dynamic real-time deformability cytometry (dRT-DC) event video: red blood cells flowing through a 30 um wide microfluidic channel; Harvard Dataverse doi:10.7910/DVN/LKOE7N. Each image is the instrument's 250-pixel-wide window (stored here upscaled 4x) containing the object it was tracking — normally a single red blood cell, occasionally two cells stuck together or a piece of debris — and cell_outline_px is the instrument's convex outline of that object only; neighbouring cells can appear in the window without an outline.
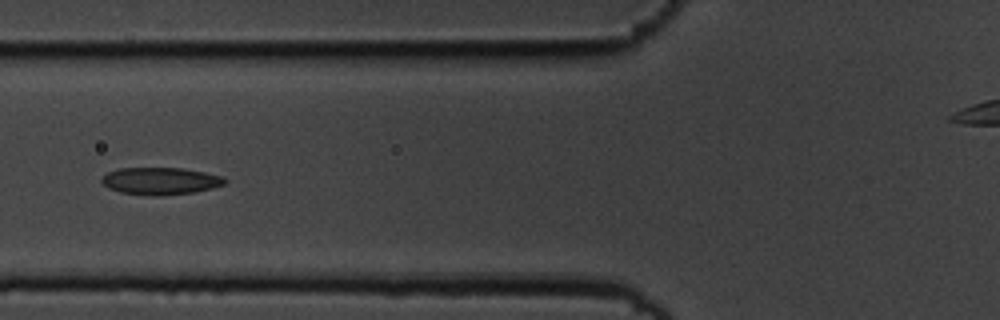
{"species": "common noctule bat (a hibernating species)", "species_latin": "Nyctalus noctula", "temperature_condition": "cold", "stored_images_in_passage": 8, "camera_frame_rate_fps": 3000, "um_per_image_px": 0.085, "animal": {"sex": "male", "body_mass_g": 19.5, "forearm_length_mm": 54.6}, "frame": {"image": 1, "passage_image": 7, "time_ms": 2.0, "image_size_px": [1000, 320], "cell_outline_px": [[228, 180], [224, 184], [212, 188], [192, 192], [160, 196], [152, 196], [120, 192], [108, 188], [100, 180], [108, 172], [120, 168], [180, 168], [204, 172], [224, 176]], "centroid_in_image_um": [13.65, 15.38], "position_along_channel_um": 112.2, "area_um2": 19.48}}
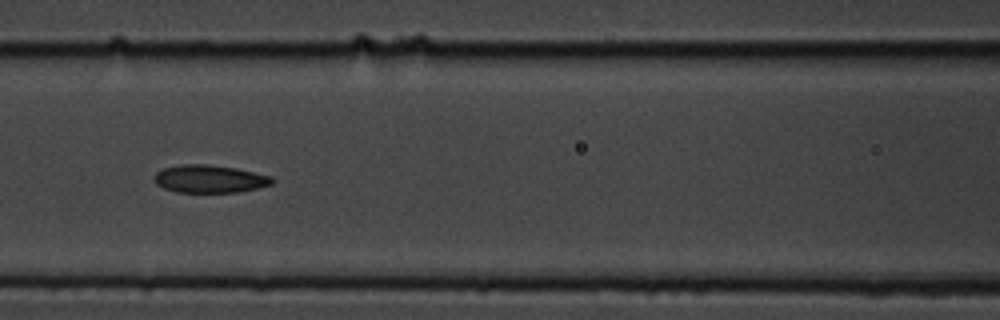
{"frame": {"image": 2, "passage_image": 8, "time_ms": 2.333, "image_size_px": [1000, 320], "cell_outline_px": [[276, 180], [272, 184], [256, 188], [236, 192], [176, 192], [164, 188], [156, 184], [152, 176], [156, 172], [164, 168], [180, 164], [208, 164], [236, 168], [272, 176]], "centroid_in_image_um": [17.8, 15.2], "position_along_channel_um": 148.8, "area_um2": 19.19}}